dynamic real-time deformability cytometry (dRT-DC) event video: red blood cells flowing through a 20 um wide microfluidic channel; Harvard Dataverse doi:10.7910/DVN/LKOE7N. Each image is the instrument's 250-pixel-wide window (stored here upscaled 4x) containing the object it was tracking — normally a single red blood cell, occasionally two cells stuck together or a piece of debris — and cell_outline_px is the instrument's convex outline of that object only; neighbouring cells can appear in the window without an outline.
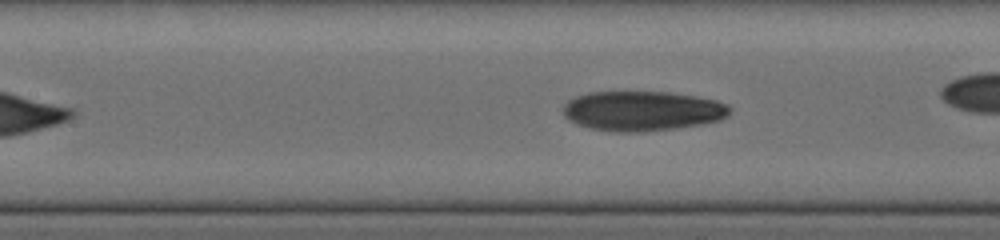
{"species": "human", "species_latin": "Homo sapiens", "temperature_condition": "cold", "stored_images_in_passage": 44, "camera_frame_rate_fps": 3000, "um_per_image_px": 0.085, "donor": {"sex": "female"}, "frame": {"image": 1, "passage_image": 20, "time_ms": 5.0, "image_size_px": [1000, 240], "cell_outline_px": [[732, 112], [728, 116], [720, 120], [700, 124], [676, 128], [644, 132], [616, 132], [592, 128], [576, 124], [568, 120], [564, 116], [564, 104], [568, 100], [576, 96], [588, 92], [668, 92], [696, 96], [716, 100], [728, 104], [732, 108]], "centroid_in_image_um": [54.62, 9.43], "position_along_channel_um": 152.8, "area_um2": 38.9}}